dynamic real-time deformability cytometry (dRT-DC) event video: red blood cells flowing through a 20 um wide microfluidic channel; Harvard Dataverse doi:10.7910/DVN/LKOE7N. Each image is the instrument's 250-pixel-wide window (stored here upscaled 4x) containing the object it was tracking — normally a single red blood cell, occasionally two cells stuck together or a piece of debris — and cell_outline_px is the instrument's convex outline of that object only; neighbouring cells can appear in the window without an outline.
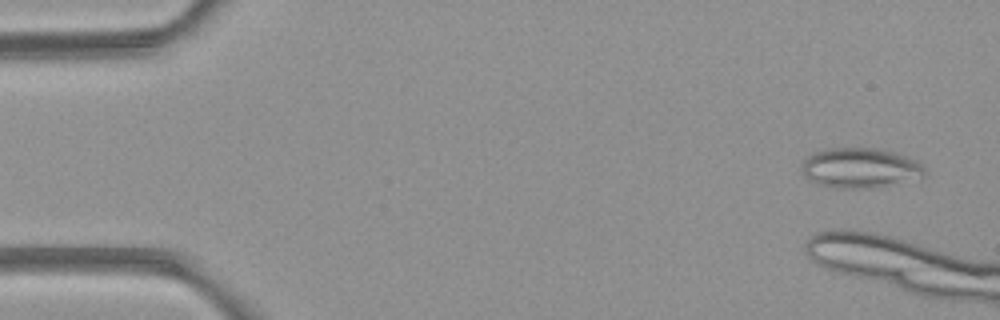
{"species": "common noctule bat (a hibernating species)", "species_latin": "Nyctalus noctula", "temperature_condition": "room temperature", "stored_images_in_passage": 3, "camera_frame_rate_fps": 3000, "um_per_image_px": 0.085, "animal": {"sex": "female", "body_mass_g": 21.9}, "frame": {"image": 1, "passage_image": 1, "time_ms": 0.0, "image_size_px": [1000, 320], "cell_outline_px": [[924, 176], [880, 188], [832, 188], [816, 184], [804, 176], [800, 168], [800, 164], [808, 156], [816, 152], [832, 148], [872, 148], [896, 152], [916, 160], [924, 168]], "centroid_in_image_um": [73.08, 14.29], "position_along_channel_um": 11.9, "area_um2": 28.84}}